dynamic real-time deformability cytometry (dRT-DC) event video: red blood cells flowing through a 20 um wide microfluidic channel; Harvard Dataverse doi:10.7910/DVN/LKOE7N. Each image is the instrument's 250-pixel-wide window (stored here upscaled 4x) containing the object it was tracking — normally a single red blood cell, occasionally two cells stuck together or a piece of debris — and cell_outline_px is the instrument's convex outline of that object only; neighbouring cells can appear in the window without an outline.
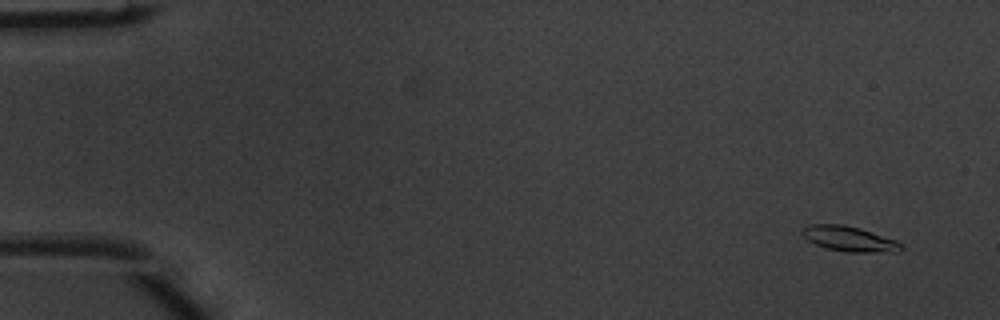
{"species": "common noctule bat (a hibernating species)", "species_latin": "Nyctalus noctula", "temperature_condition": "warm", "stored_images_in_passage": 6, "camera_frame_rate_fps": 3000, "um_per_image_px": 0.085, "animal": {"sex": "male", "body_mass_g": 20.1, "forearm_length_mm": 53.5}, "frame": {"image": 1, "passage_image": 1, "time_ms": 0.0, "image_size_px": [1000, 320], "cell_outline_px": [[904, 248], [900, 252], [844, 252], [828, 248], [816, 244], [808, 240], [804, 236], [804, 228], [808, 224], [844, 224], [860, 228], [896, 240]], "centroid_in_image_um": [72.24, 20.3], "position_along_channel_um": 12.8, "area_um2": 14.39}}
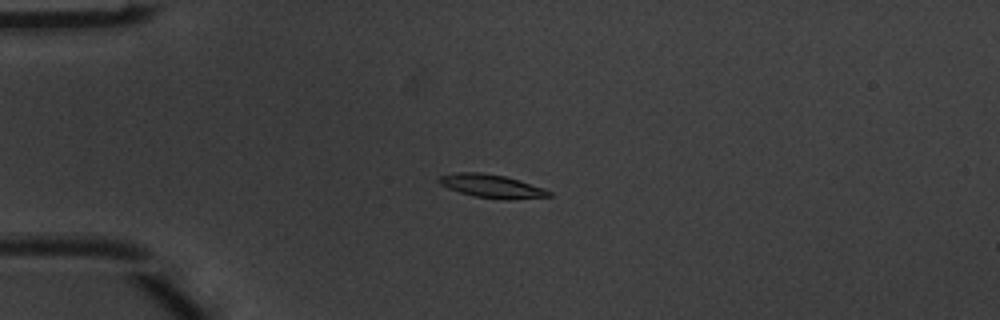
{"frame": {"image": 2, "passage_image": 4, "time_ms": 1.0, "image_size_px": [1000, 320], "cell_outline_px": [[552, 196], [508, 200], [504, 200], [472, 196], [448, 188], [440, 184], [436, 180], [440, 176], [456, 172], [480, 172], [504, 176], [544, 188], [552, 192]], "centroid_in_image_um": [41.78, 15.83], "position_along_channel_um": 43.2, "area_um2": 14.97}}